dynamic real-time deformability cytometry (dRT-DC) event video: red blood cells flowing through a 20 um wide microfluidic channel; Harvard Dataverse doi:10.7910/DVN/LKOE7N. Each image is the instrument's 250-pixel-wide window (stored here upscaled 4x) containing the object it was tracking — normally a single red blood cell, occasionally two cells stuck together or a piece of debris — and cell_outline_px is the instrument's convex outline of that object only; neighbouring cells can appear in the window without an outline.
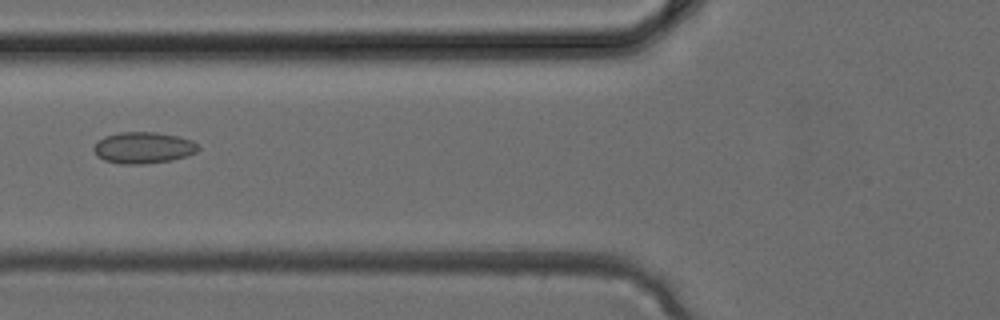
{"species": "common noctule bat (a hibernating species)", "species_latin": "Nyctalus noctula", "temperature_condition": "cold", "stored_images_in_passage": 4, "camera_frame_rate_fps": 3000, "um_per_image_px": 0.085, "animal": {"sex": "female", "body_mass_g": 24.6, "forearm_length_mm": 56.2}, "frame": {"image": 1, "passage_image": 4, "time_ms": 1.0, "image_size_px": [1000, 320], "cell_outline_px": [[200, 148], [196, 152], [172, 160], [140, 164], [120, 164], [104, 160], [96, 156], [92, 148], [104, 136], [120, 132], [156, 132], [176, 136], [192, 140]], "centroid_in_image_um": [12.15, 12.56], "position_along_channel_um": 113.7, "area_um2": 19.02}}